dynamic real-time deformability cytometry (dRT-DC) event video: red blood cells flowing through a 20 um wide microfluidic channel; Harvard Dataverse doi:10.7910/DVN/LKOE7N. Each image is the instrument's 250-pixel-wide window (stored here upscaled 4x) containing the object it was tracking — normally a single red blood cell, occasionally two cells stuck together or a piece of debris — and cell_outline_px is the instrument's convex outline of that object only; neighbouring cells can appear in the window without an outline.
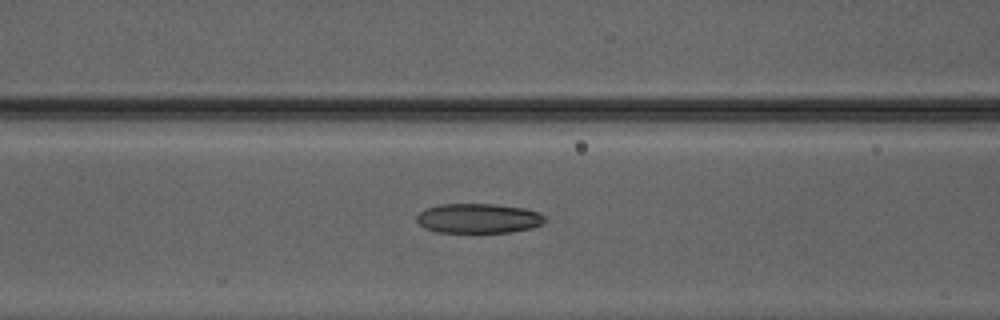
{"species": "Egyptian fruit bat (a non-hibernating species)", "species_latin": "Rousettus aegyptiacus", "temperature_condition": "warm", "stored_images_in_passage": 36, "camera_frame_rate_fps": 3000, "um_per_image_px": 0.085, "animal": {"sex": "male"}, "frame": {"image": 1, "passage_image": 9, "time_ms": 2.667, "image_size_px": [1000, 320], "cell_outline_px": [[548, 220], [532, 228], [512, 232], [436, 232], [424, 228], [416, 220], [416, 216], [420, 212], [428, 208], [440, 204], [496, 204], [524, 208], [540, 212]], "centroid_in_image_um": [40.69, 18.56], "position_along_channel_um": 125.9, "area_um2": 22.25}}
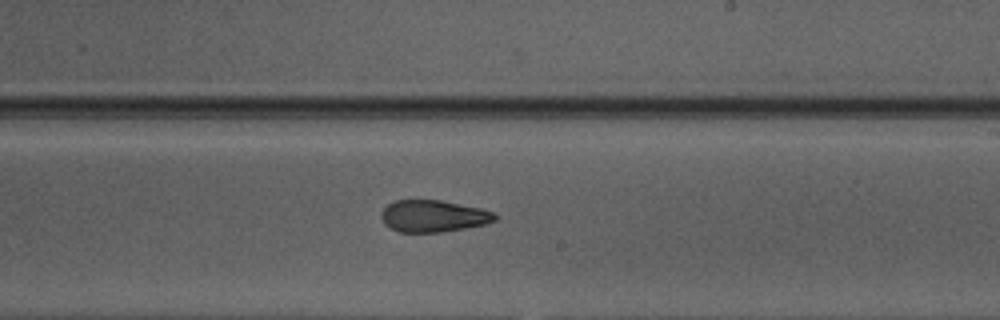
{"frame": {"image": 2, "passage_image": 18, "time_ms": 5.667, "image_size_px": [1000, 320], "cell_outline_px": [[496, 220], [484, 224], [464, 228], [440, 232], [400, 232], [384, 224], [380, 216], [380, 212], [388, 204], [396, 200], [440, 200], [480, 208], [492, 212], [496, 216]], "centroid_in_image_um": [36.79, 18.36], "position_along_channel_um": 252.2, "area_um2": 20.92}}
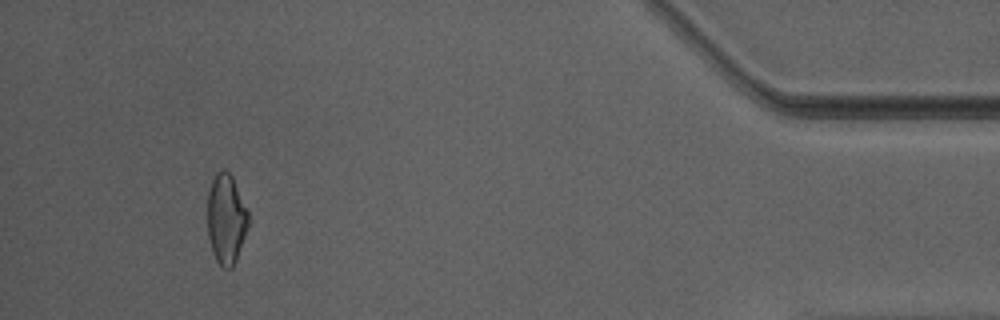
{"frame": {"image": 3, "passage_image": 34, "time_ms": 11.0, "image_size_px": [1000, 320], "cell_outline_px": [[248, 224], [236, 260], [232, 268], [224, 268], [216, 260], [212, 252], [208, 236], [208, 192], [212, 180], [216, 172], [224, 168], [232, 176], [248, 212]], "centroid_in_image_um": [19.2, 18.6], "position_along_channel_um": 416.0, "area_um2": 21.15}}